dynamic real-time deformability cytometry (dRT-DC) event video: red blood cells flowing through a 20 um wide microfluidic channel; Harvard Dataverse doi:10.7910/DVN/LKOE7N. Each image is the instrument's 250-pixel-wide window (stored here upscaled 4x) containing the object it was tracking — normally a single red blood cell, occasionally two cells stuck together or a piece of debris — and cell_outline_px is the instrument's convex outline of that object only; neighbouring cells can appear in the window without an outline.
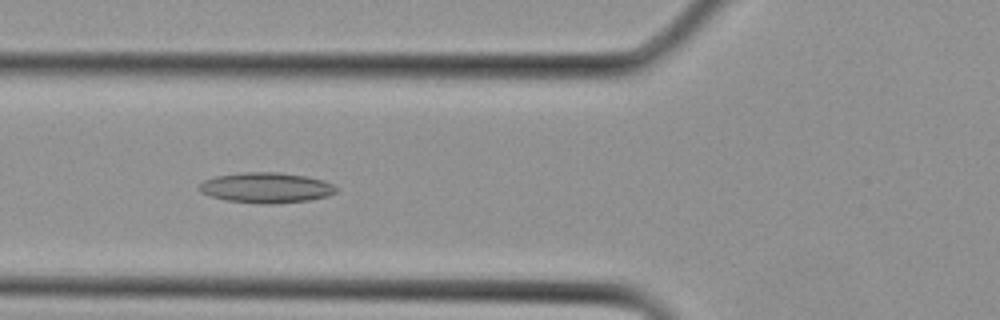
{"species": "Egyptian fruit bat (a non-hibernating species)", "species_latin": "Rousettus aegyptiacus", "temperature_condition": "cold", "stored_images_in_passage": 26, "camera_frame_rate_fps": 3000, "um_per_image_px": 0.085, "animal": {"sex": "female"}, "frame": {"image": 1, "passage_image": 7, "time_ms": 2.0, "image_size_px": [1000, 320], "cell_outline_px": [[340, 188], [336, 192], [328, 196], [308, 200], [272, 204], [260, 204], [228, 200], [212, 196], [200, 192], [196, 188], [204, 180], [216, 176], [240, 172], [280, 172], [304, 176], [324, 180]], "centroid_in_image_um": [22.63, 15.95], "position_along_channel_um": 103.2, "area_um2": 24.33}}
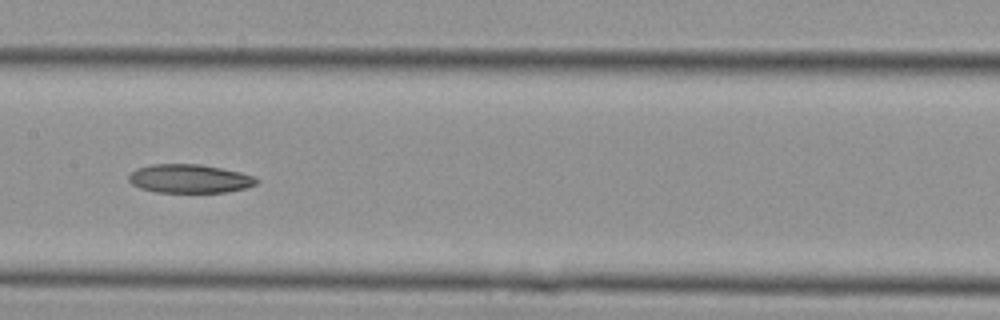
{"frame": {"image": 2, "passage_image": 11, "time_ms": 3.333, "image_size_px": [1000, 320], "cell_outline_px": [[260, 180], [256, 184], [244, 188], [228, 192], [156, 192], [140, 188], [132, 184], [128, 180], [128, 176], [136, 168], [152, 164], [200, 164], [240, 172], [252, 176]], "centroid_in_image_um": [16.09, 15.18], "position_along_channel_um": 191.3, "area_um2": 21.27}}
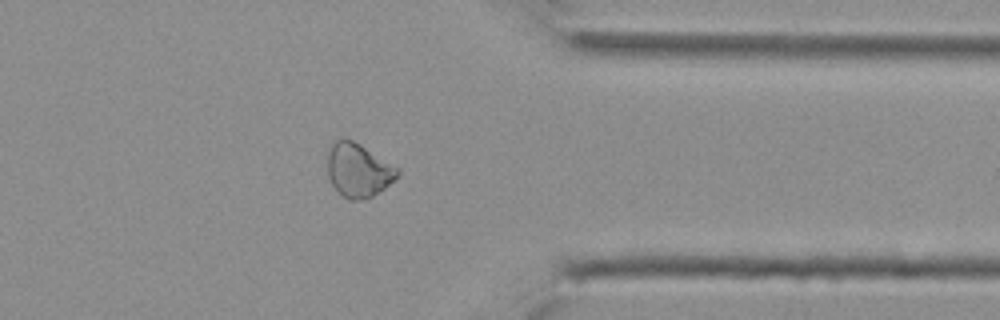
{"frame": {"image": 3, "passage_image": 20, "time_ms": 6.333, "image_size_px": [1000, 320], "cell_outline_px": [[400, 172], [384, 188], [372, 196], [360, 200], [348, 200], [332, 184], [328, 176], [328, 144], [332, 140], [352, 140], [360, 144], [400, 168]], "centroid_in_image_um": [30.44, 14.44], "position_along_channel_um": 381.0, "area_um2": 21.73}}